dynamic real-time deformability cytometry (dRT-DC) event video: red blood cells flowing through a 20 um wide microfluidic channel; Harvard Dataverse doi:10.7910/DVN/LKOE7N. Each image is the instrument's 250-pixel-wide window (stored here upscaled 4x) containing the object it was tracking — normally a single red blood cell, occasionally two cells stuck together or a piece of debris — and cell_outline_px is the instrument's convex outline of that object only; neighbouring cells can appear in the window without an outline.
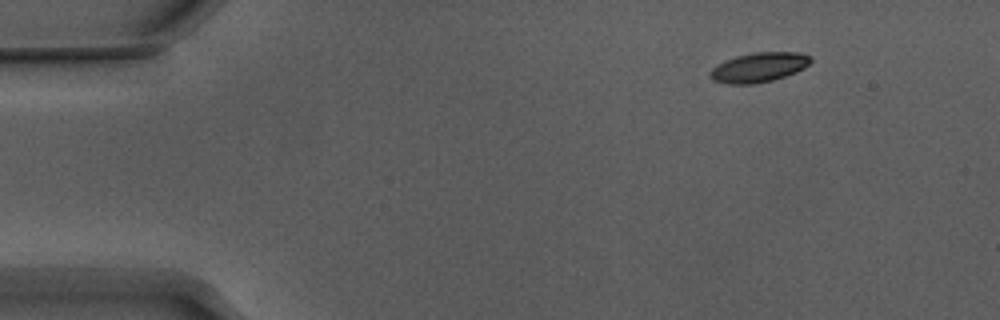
{"species": "Egyptian fruit bat (a non-hibernating species)", "species_latin": "Rousettus aegyptiacus", "temperature_condition": "warm", "stored_images_in_passage": 48, "camera_frame_rate_fps": 3000, "um_per_image_px": 0.085, "animal": {"sex": "male"}, "frame": {"image": 1, "passage_image": 1, "time_ms": 0.0, "image_size_px": [1000, 320], "cell_outline_px": [[812, 60], [804, 68], [796, 72], [772, 80], [752, 84], [728, 84], [712, 80], [708, 76], [708, 72], [712, 68], [724, 60], [736, 56], [752, 52], [796, 52], [812, 56]], "centroid_in_image_um": [64.47, 5.72], "position_along_channel_um": 20.5, "area_um2": 17.46}}
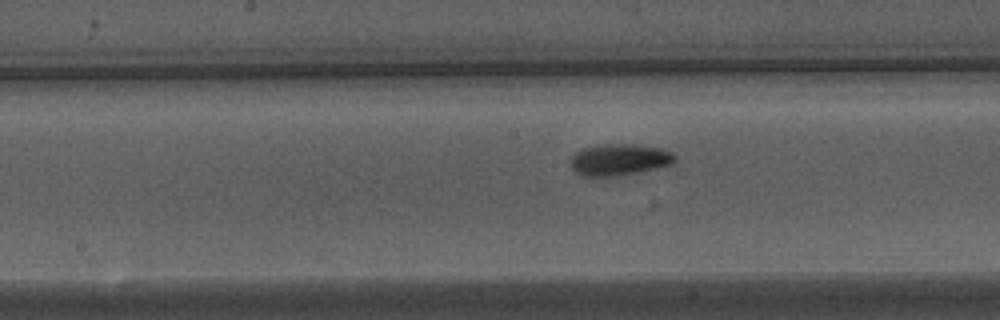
{"frame": {"image": 2, "passage_image": 22, "time_ms": 7.0, "image_size_px": [1000, 320], "cell_outline_px": [[676, 160], [672, 164], [636, 172], [612, 176], [580, 176], [572, 168], [572, 156], [576, 152], [584, 148], [604, 144], [636, 144], [664, 148], [672, 152], [676, 156]], "centroid_in_image_um": [52.67, 13.55], "position_along_channel_um": 195.5, "area_um2": 19.02}}
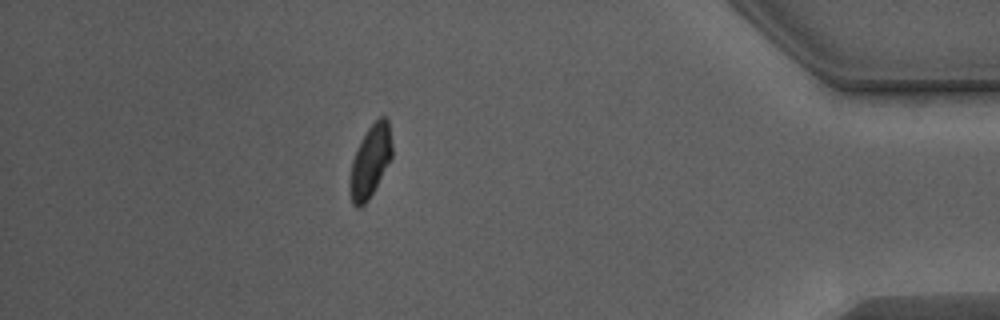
{"frame": {"image": 3, "passage_image": 42, "time_ms": 13.667, "image_size_px": [1000, 320], "cell_outline_px": [[392, 156], [368, 200], [360, 208], [356, 208], [352, 204], [348, 184], [352, 160], [356, 148], [360, 140], [368, 128], [380, 116], [384, 116], [388, 120], [392, 144]], "centroid_in_image_um": [31.44, 13.71], "position_along_channel_um": 403.8, "area_um2": 17.74}, "authors_computed_cell_mechanics": {"area_um2": 18.0336, "velocity_mm_per_s": 3.8278, "shape_relaxation_time_tau1_ms": 3.329, "shape_relaxation_time_tau2_ms": 3.2839, "deformation_change_tau1": 0.1409, "deformation_change_tau2": 0.079}}